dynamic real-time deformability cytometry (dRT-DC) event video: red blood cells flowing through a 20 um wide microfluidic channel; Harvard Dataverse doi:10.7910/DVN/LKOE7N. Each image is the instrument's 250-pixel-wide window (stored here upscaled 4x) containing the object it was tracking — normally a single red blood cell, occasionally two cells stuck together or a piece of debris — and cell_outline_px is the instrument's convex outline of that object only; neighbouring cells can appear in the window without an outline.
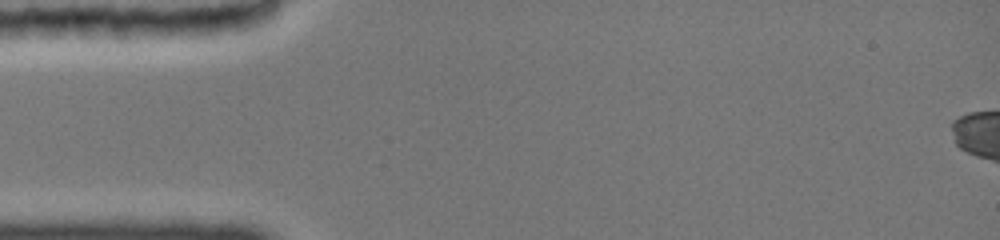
{"species": "common noctule bat (a hibernating species)", "species_latin": "Nyctalus noctula", "temperature_condition": "cold", "stored_images_in_passage": 1, "camera_frame_rate_fps": 3000, "um_per_image_px": 0.085, "animal": {"sex": "female", "body_mass_g": 19.0, "forearm_length_mm": 51.5}, "frame": {"image": 1, "passage_image": 1, "time_ms": 0.0, "image_size_px": [1000, 240], "cell_outline_px": [[236, 24], [216, 36], [52, 36], [16, 32], [16, 24], [32, 20], [228, 16], [232, 16]], "centroid_in_image_um": [11.03, 2.27], "position_along_channel_um": 74.0, "area_um2": 26.76}}